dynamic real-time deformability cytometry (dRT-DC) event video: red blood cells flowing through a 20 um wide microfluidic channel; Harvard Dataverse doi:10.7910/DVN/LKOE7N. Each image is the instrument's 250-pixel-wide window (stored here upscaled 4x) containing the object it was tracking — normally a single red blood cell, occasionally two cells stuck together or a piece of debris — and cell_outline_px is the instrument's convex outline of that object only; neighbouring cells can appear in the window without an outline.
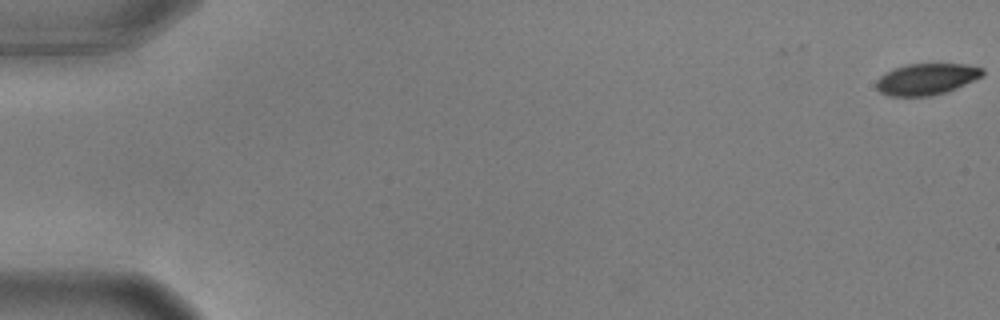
{"species": "common noctule bat (a hibernating species)", "species_latin": "Nyctalus noctula", "temperature_condition": "warm", "stored_images_in_passage": 50, "camera_frame_rate_fps": 3000, "um_per_image_px": 0.085, "animal": {"sex": "male", "body_mass_g": 17.9, "forearm_length_mm": 54.2}, "frame": {"image": 1, "passage_image": 1, "time_ms": 0.0, "image_size_px": [1000, 320], "cell_outline_px": [[984, 76], [956, 88], [932, 96], [888, 96], [880, 92], [876, 88], [876, 80], [880, 76], [896, 68], [908, 64], [964, 64], [984, 68]], "centroid_in_image_um": [78.77, 6.73], "position_along_channel_um": 6.2, "area_um2": 19.36}}
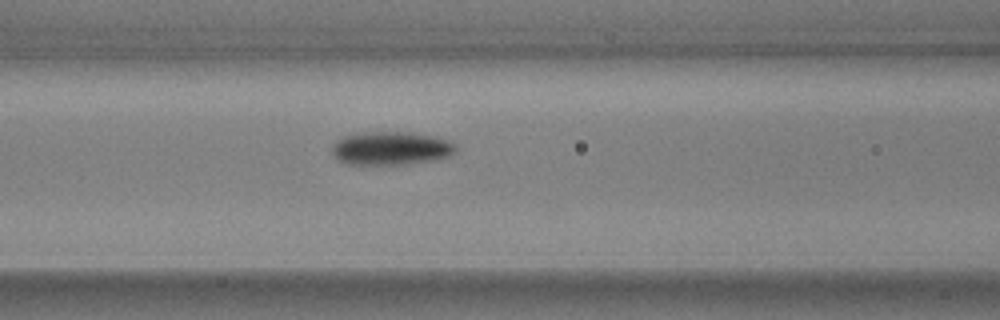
{"frame": {"image": 2, "passage_image": 25, "time_ms": 8.0, "image_size_px": [1000, 320], "cell_outline_px": [[456, 152], [452, 156], [436, 160], [404, 164], [348, 164], [336, 160], [332, 156], [332, 144], [336, 140], [344, 136], [364, 132], [412, 132], [436, 136], [448, 140], [456, 144]], "centroid_in_image_um": [33.25, 12.6], "position_along_channel_um": 133.4, "area_um2": 24.51}}
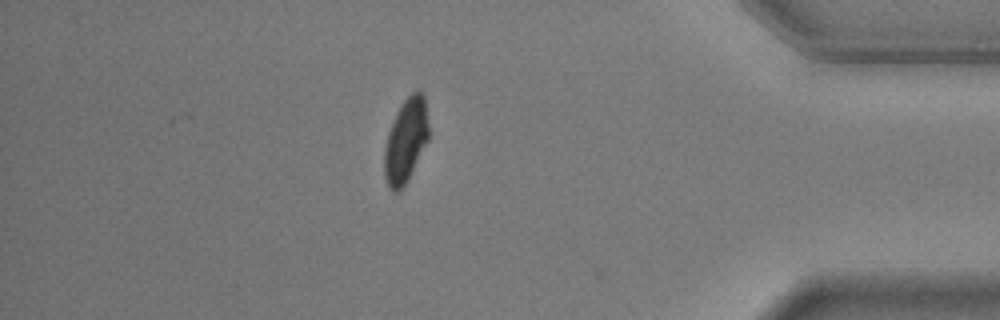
{"frame": {"image": 3, "passage_image": 50, "time_ms": 16.333, "image_size_px": [1000, 320], "cell_outline_px": [[428, 140], [408, 180], [396, 192], [388, 184], [384, 176], [384, 148], [388, 132], [396, 112], [400, 104], [412, 92], [420, 92], [424, 96], [428, 124]], "centroid_in_image_um": [34.48, 11.93], "position_along_channel_um": 400.7, "area_um2": 21.39}, "authors_computed_cell_mechanics": {"area_um2": 22.8888, "velocity_mm_per_s": 3.6216, "shape_relaxation_time_tau1_ms": 2.4571, "shape_relaxation_time_tau2_ms": null, "deformation_change_tau1": 0.1365, "deformation_change_tau2": null}}